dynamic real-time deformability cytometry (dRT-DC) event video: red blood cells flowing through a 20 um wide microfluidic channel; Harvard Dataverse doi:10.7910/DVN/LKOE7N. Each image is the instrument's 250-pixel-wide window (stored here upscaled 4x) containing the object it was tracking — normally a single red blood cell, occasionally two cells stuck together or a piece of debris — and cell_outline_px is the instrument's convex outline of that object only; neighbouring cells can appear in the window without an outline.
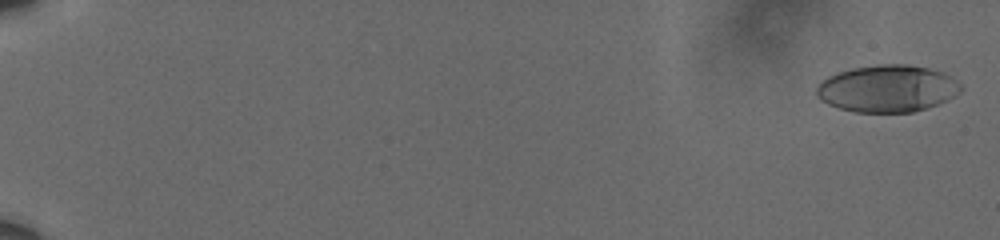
{"species": "human", "species_latin": "Homo sapiens", "temperature_condition": "cold", "stored_images_in_passage": 20, "camera_frame_rate_fps": 3000, "um_per_image_px": 0.085, "donor": {"sex": "male"}, "frame": {"image": 1, "passage_image": 2, "time_ms": 0.333, "image_size_px": [1000, 240], "cell_outline_px": [[964, 88], [956, 96], [936, 104], [912, 112], [852, 112], [836, 108], [820, 100], [816, 96], [816, 88], [828, 76], [852, 68], [876, 64], [904, 64], [928, 68], [940, 72], [948, 76], [960, 84]], "centroid_in_image_um": [75.4, 7.54], "position_along_channel_um": 9.6, "area_um2": 39.42}}
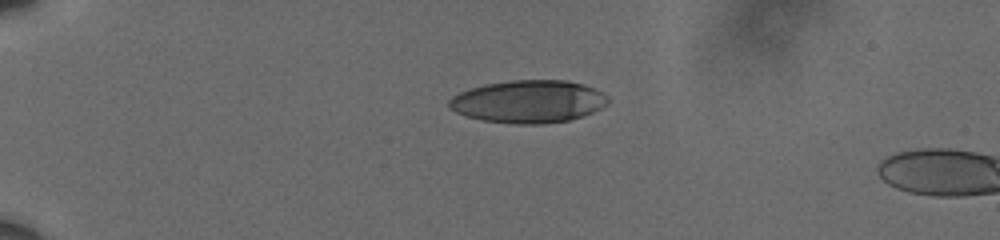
{"frame": {"image": 2, "passage_image": 17, "time_ms": 5.333, "image_size_px": [1000, 240], "cell_outline_px": [[608, 104], [592, 112], [568, 120], [544, 124], [512, 124], [480, 120], [464, 116], [448, 108], [448, 100], [452, 96], [460, 92], [484, 84], [512, 80], [568, 80], [584, 84], [596, 88], [608, 96]], "centroid_in_image_um": [44.9, 8.63], "position_along_channel_um": 40.1, "area_um2": 39.82}}